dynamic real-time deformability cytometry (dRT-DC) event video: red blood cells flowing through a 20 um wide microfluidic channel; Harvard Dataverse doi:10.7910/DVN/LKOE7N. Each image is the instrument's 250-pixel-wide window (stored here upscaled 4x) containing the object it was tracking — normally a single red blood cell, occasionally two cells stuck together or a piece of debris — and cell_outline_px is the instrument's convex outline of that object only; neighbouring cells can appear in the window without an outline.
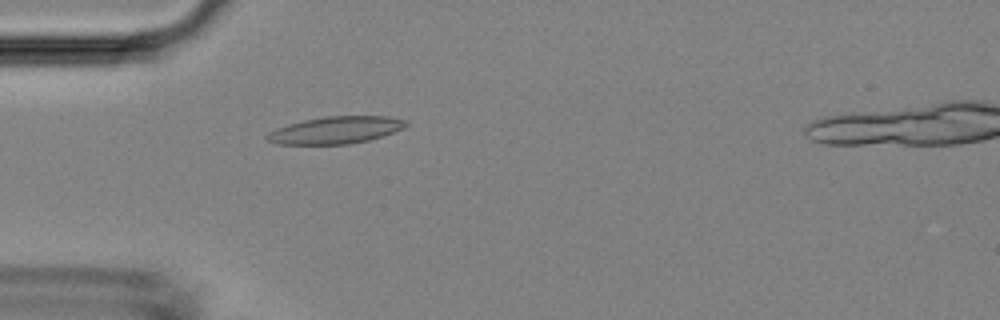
{"species": "Egyptian fruit bat (a non-hibernating species)", "species_latin": "Rousettus aegyptiacus", "temperature_condition": "room temperature", "stored_images_in_passage": 5, "camera_frame_rate_fps": 3000, "um_per_image_px": 0.085, "animal": {"sex": "female"}, "frame": {"image": 1, "passage_image": 4, "time_ms": 3.333, "image_size_px": [1000, 320], "cell_outline_px": [[408, 124], [404, 128], [384, 136], [368, 140], [348, 144], [276, 144], [268, 140], [264, 136], [268, 132], [276, 128], [288, 124], [304, 120], [328, 116], [388, 116], [408, 120]], "centroid_in_image_um": [28.55, 11.05], "position_along_channel_um": 56.4, "area_um2": 22.08}}